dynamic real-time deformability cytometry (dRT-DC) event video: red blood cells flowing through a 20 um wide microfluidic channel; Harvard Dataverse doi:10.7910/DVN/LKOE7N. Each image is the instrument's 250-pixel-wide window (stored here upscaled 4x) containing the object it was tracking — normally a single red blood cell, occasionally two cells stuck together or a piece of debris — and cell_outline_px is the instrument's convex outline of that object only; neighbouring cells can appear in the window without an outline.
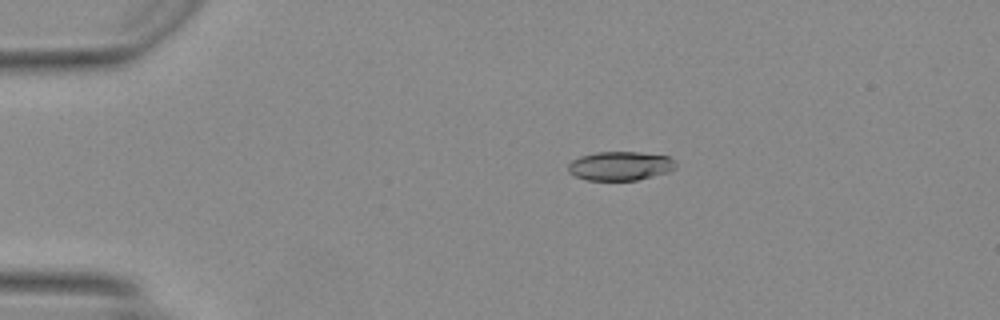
{"species": "Egyptian fruit bat (a non-hibernating species)", "species_latin": "Rousettus aegyptiacus", "temperature_condition": "warm", "stored_images_in_passage": 48, "camera_frame_rate_fps": 3000, "um_per_image_px": 0.085, "animal": {"sex": "female"}, "frame": {"image": 1, "passage_image": 9, "time_ms": 2.667, "image_size_px": [1000, 320], "cell_outline_px": [[676, 168], [668, 172], [636, 180], [588, 180], [576, 176], [568, 172], [568, 164], [572, 160], [580, 156], [596, 152], [640, 152], [668, 156], [676, 160]], "centroid_in_image_um": [52.73, 14.09], "position_along_channel_um": 32.3, "area_um2": 18.21}}
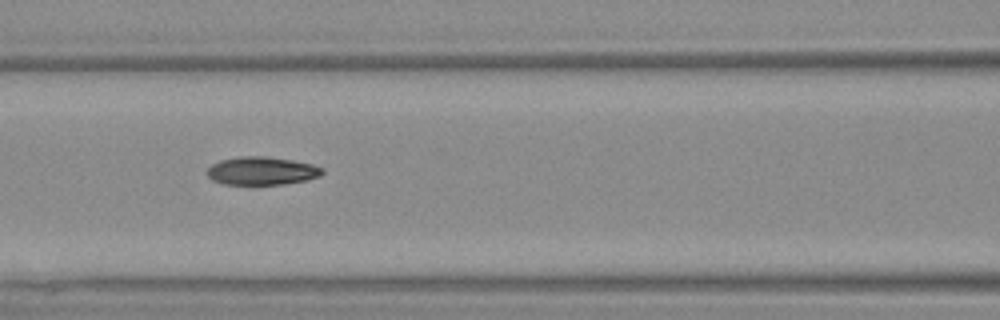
{"frame": {"image": 2, "passage_image": 21, "time_ms": 6.667, "image_size_px": [1000, 320], "cell_outline_px": [[324, 172], [320, 176], [308, 180], [284, 184], [224, 184], [212, 180], [208, 176], [208, 168], [212, 164], [220, 160], [240, 156], [268, 156], [292, 160], [312, 164], [324, 168]], "centroid_in_image_um": [22.28, 14.52], "position_along_channel_um": 144.3, "area_um2": 18.96}}
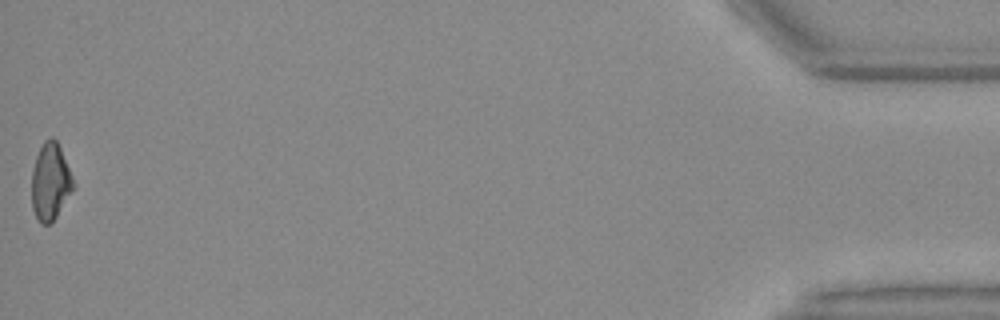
{"frame": {"image": 3, "passage_image": 48, "time_ms": 15.667, "image_size_px": [1000, 320], "cell_outline_px": [[72, 188], [56, 216], [48, 224], [40, 224], [32, 208], [32, 172], [36, 156], [44, 140], [52, 136], [56, 140], [60, 148], [72, 176]], "centroid_in_image_um": [4.24, 15.42], "position_along_channel_um": 431.0, "area_um2": 18.03}, "authors_computed_cell_mechanics": {"area_um2": 19.0162, "velocity_mm_per_s": 4.2237, "shape_relaxation_time_tau1_ms": 7.9783, "shape_relaxation_time_tau2_ms": 3.794, "deformation_change_tau1": 0.2032, "deformation_change_tau2": 0.0896}}